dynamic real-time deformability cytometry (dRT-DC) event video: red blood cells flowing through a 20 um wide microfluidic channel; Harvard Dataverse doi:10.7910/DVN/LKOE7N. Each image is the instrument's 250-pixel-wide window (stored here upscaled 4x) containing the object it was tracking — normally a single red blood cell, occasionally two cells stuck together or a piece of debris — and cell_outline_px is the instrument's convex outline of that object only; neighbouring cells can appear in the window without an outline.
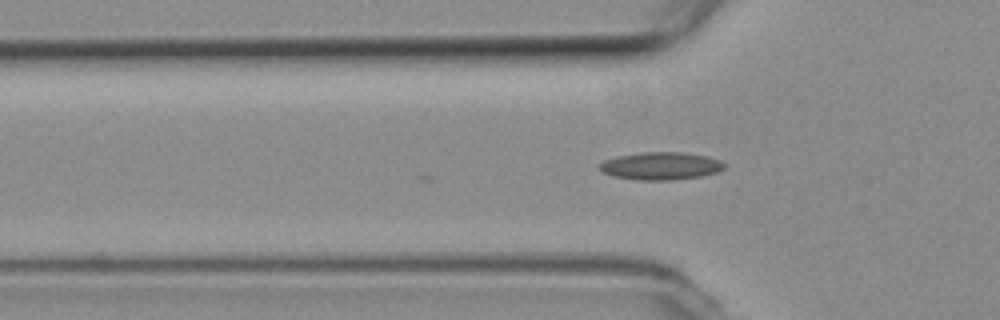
{"species": "common noctule bat (a hibernating species)", "species_latin": "Nyctalus noctula", "temperature_condition": "room temperature", "stored_images_in_passage": 13, "camera_frame_rate_fps": 3000, "um_per_image_px": 0.085, "animal": {"sex": "female", "body_mass_g": 19.3, "forearm_length_mm": 54.1}, "frame": {"image": 1, "passage_image": 13, "time_ms": 4.0, "image_size_px": [1000, 320], "cell_outline_px": [[728, 164], [724, 168], [716, 172], [700, 176], [672, 180], [636, 180], [612, 176], [600, 172], [600, 164], [604, 160], [616, 156], [644, 152], [684, 152], [708, 156], [720, 160]], "centroid_in_image_um": [56.17, 14.1], "position_along_channel_um": 69.6, "area_um2": 20.29}}